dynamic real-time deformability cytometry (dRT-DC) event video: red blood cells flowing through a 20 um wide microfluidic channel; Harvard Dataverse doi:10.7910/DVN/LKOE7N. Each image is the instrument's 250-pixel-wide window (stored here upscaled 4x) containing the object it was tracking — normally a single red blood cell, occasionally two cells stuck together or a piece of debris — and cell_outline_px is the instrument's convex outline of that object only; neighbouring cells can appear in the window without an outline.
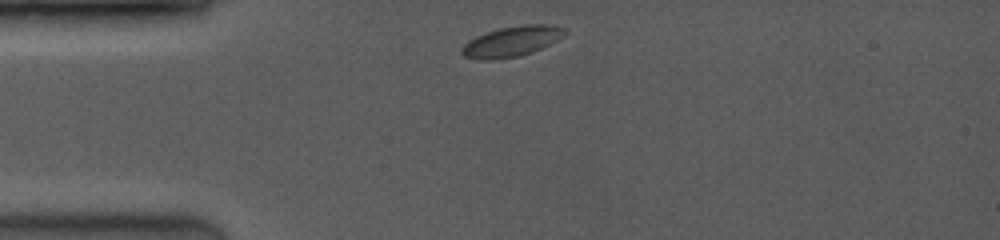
{"species": "common noctule bat (a hibernating species)", "species_latin": "Nyctalus noctula", "temperature_condition": "room temperature", "stored_images_in_passage": 2, "camera_frame_rate_fps": 3500, "um_per_image_px": 0.085, "animal": {"sex": "female", "body_mass_g": 19.0, "forearm_length_mm": 53.3}, "frame": {"image": 1, "passage_image": 1, "time_ms": 0.0, "image_size_px": [1000, 240], "cell_outline_px": [[564, 32], [556, 40], [532, 52], [520, 56], [496, 60], [480, 60], [464, 56], [460, 52], [460, 48], [468, 40], [476, 36], [500, 28], [524, 24], [548, 24], [564, 28]], "centroid_in_image_um": [43.41, 3.54], "position_along_channel_um": 41.6, "area_um2": 18.03}}